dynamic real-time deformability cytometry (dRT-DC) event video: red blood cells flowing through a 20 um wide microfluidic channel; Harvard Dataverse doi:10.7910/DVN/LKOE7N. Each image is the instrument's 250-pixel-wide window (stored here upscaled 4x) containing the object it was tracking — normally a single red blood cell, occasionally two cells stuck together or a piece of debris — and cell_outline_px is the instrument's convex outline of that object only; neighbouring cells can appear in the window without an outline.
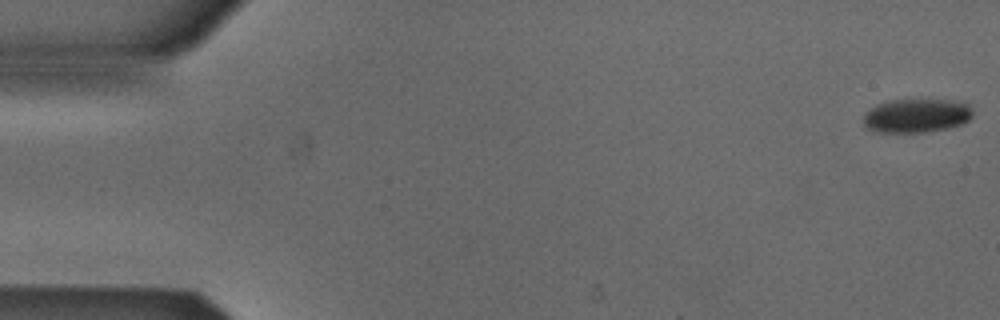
{"species": "Egyptian fruit bat (a non-hibernating species)", "species_latin": "Rousettus aegyptiacus", "temperature_condition": "cold", "stored_images_in_passage": 5, "camera_frame_rate_fps": 3000, "um_per_image_px": 0.085, "animal": {"sex": "male"}, "frame": {"image": 1, "passage_image": 1, "time_ms": 0.0, "image_size_px": [1000, 320], "cell_outline_px": [[972, 116], [964, 124], [948, 128], [928, 132], [872, 132], [864, 124], [864, 112], [876, 104], [888, 100], [952, 100], [968, 104], [972, 108]], "centroid_in_image_um": [77.89, 9.83], "position_along_channel_um": 7.1, "area_um2": 21.79}}
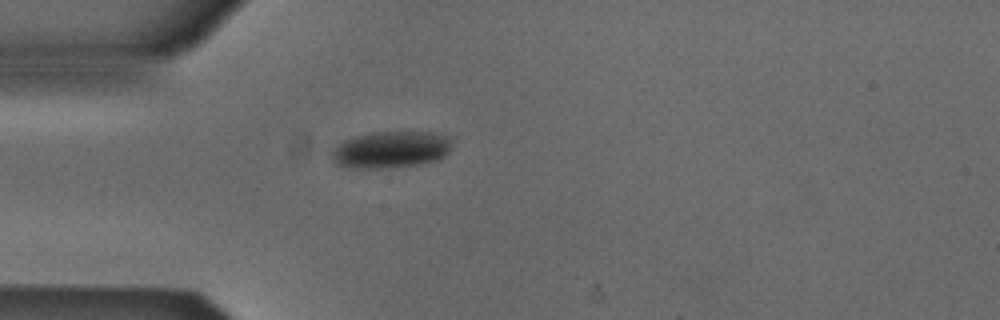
{"frame": {"image": 2, "passage_image": 5, "time_ms": 1.333, "image_size_px": [1000, 320], "cell_outline_px": [[452, 148], [440, 160], [416, 164], [388, 168], [352, 168], [336, 164], [332, 160], [332, 152], [344, 140], [356, 136], [372, 132], [436, 132], [452, 136]], "centroid_in_image_um": [33.3, 12.71], "position_along_channel_um": 51.7, "area_um2": 25.95}}